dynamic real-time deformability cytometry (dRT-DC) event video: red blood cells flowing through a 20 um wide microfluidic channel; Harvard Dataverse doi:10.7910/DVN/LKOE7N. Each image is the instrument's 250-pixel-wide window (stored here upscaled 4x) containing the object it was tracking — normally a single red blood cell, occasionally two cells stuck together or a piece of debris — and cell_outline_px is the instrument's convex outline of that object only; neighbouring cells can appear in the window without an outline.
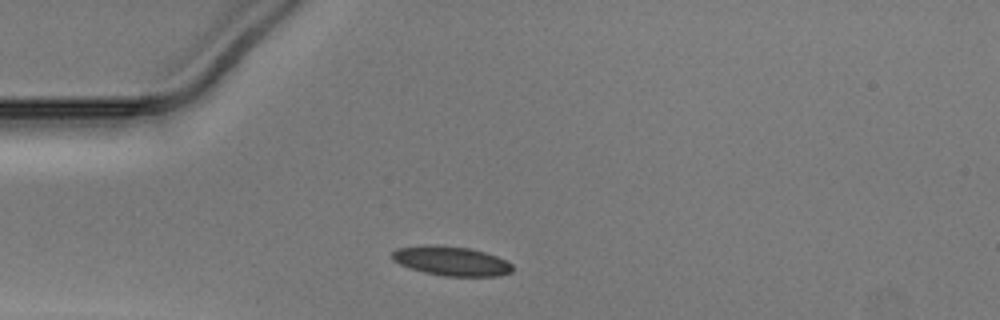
{"species": "Egyptian fruit bat (a non-hibernating species)", "species_latin": "Rousettus aegyptiacus", "temperature_condition": "warm", "stored_images_in_passage": 29, "camera_frame_rate_fps": 3000, "um_per_image_px": 0.085, "animal": {"sex": "male"}, "frame": {"image": 1, "passage_image": 1, "time_ms": 0.0, "image_size_px": [1000, 320], "cell_outline_px": [[512, 272], [500, 276], [444, 276], [424, 272], [408, 268], [392, 260], [392, 252], [396, 248], [468, 248], [484, 252], [496, 256], [512, 264]], "centroid_in_image_um": [38.42, 22.25], "position_along_channel_um": 46.6, "area_um2": 19.54}}
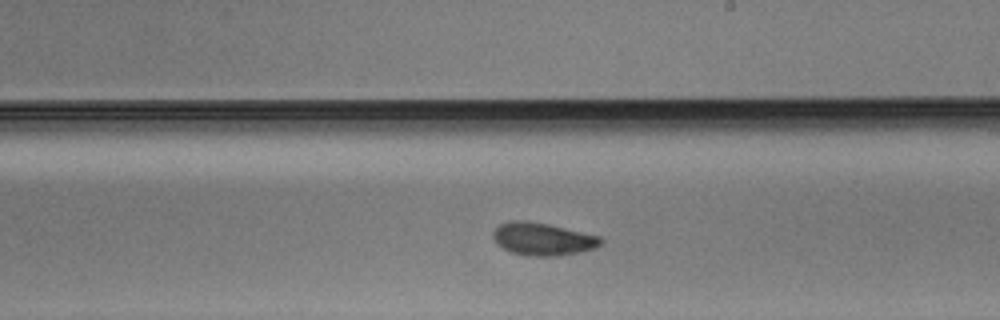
{"frame": {"image": 2, "passage_image": 17, "time_ms": 5.333, "image_size_px": [1000, 320], "cell_outline_px": [[604, 244], [596, 248], [580, 252], [556, 256], [528, 256], [512, 252], [496, 244], [492, 236], [492, 232], [500, 224], [512, 220], [528, 220], [548, 224], [600, 236], [604, 240]], "centroid_in_image_um": [46.15, 20.31], "position_along_channel_um": 242.8, "area_um2": 20.69}}
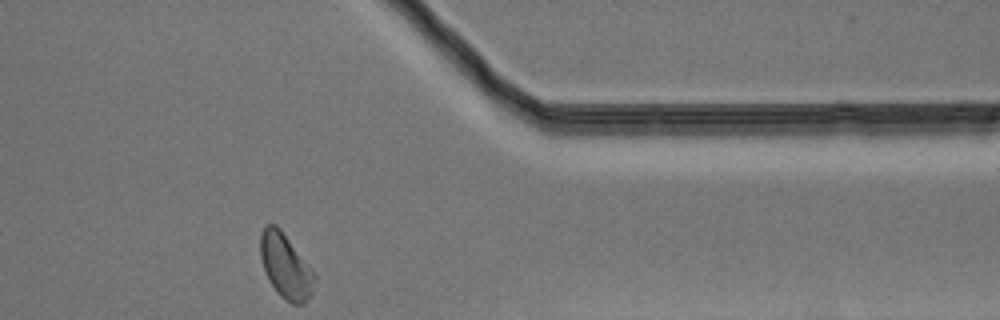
{"frame": {"image": 3, "passage_image": 29, "time_ms": 9.333, "image_size_px": [1000, 320], "cell_outline_px": [[316, 276], [312, 292], [304, 304], [292, 304], [284, 300], [276, 292], [268, 280], [260, 256], [260, 232], [264, 224], [276, 224], [280, 228]], "centroid_in_image_um": [24.24, 22.63], "position_along_channel_um": 387.2, "area_um2": 20.29}}